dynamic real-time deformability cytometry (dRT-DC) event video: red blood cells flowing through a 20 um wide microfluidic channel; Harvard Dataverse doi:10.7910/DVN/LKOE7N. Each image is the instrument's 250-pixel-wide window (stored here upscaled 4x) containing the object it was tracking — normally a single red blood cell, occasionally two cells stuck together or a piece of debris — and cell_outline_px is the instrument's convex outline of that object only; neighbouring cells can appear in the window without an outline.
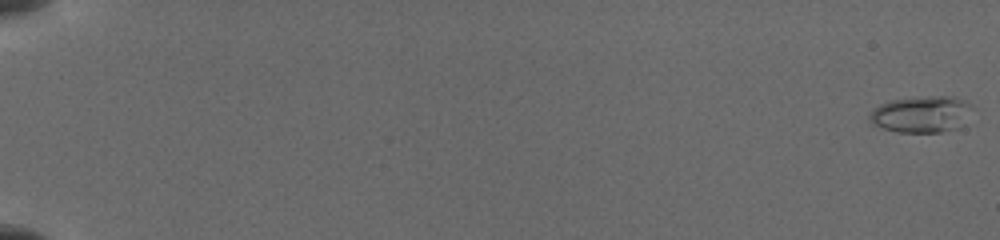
{"species": "common noctule bat (a hibernating species)", "species_latin": "Nyctalus noctula", "temperature_condition": "cold", "stored_images_in_passage": 20, "camera_frame_rate_fps": 3000, "um_per_image_px": 0.085, "animal": {"sex": "female", "body_mass_g": 19.5, "forearm_length_mm": 54.1}, "frame": {"image": 1, "passage_image": 1, "time_ms": 0.0, "image_size_px": [1000, 240], "cell_outline_px": [[972, 108], [956, 128], [940, 132], [896, 132], [884, 128], [868, 120], [868, 116], [872, 108], [880, 104], [892, 100], [932, 96], [952, 96], [964, 100], [972, 104]], "centroid_in_image_um": [78.27, 9.7], "position_along_channel_um": 6.7, "area_um2": 21.44}}
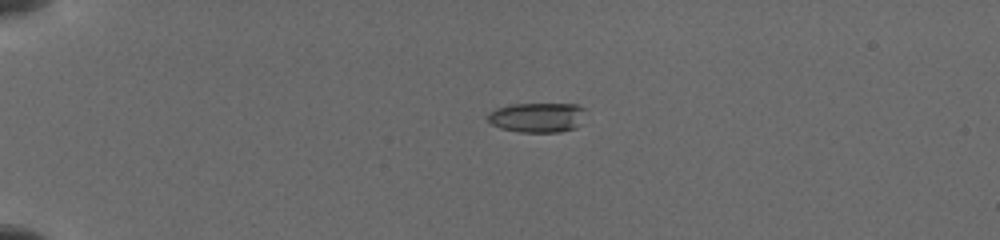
{"frame": {"image": 2, "passage_image": 12, "time_ms": 4.667, "image_size_px": [1000, 240], "cell_outline_px": [[584, 108], [576, 128], [560, 132], [520, 132], [500, 128], [492, 124], [488, 120], [488, 112], [496, 108], [508, 104], [576, 104]], "centroid_in_image_um": [45.6, 9.98], "position_along_channel_um": 39.4, "area_um2": 16.82}}